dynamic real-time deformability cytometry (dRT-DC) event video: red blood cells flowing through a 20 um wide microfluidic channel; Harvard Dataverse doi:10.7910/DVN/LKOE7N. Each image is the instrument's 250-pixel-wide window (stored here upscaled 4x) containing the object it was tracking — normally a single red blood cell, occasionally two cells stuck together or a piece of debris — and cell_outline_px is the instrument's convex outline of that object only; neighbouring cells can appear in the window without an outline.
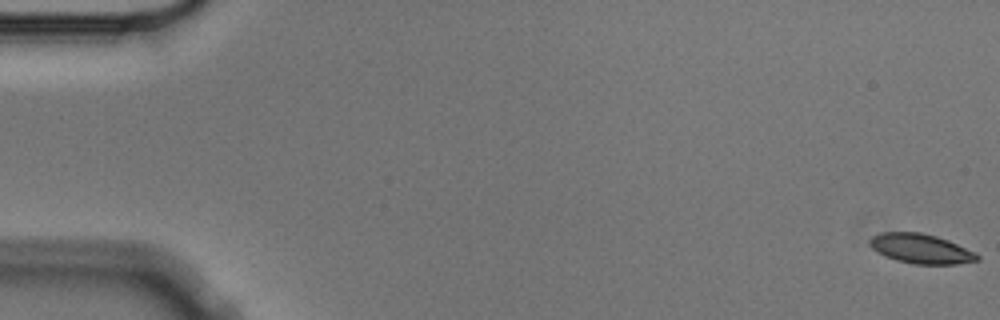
{"species": "Egyptian fruit bat (a non-hibernating species)", "species_latin": "Rousettus aegyptiacus", "temperature_condition": "cold", "stored_images_in_passage": 8, "camera_frame_rate_fps": 3000, "um_per_image_px": 0.085, "animal": {"sex": "male"}, "frame": {"image": 1, "passage_image": 1, "time_ms": 0.0, "image_size_px": [1000, 320], "cell_outline_px": [[980, 260], [956, 264], [912, 264], [896, 260], [884, 256], [872, 248], [868, 244], [868, 240], [872, 236], [880, 232], [920, 232], [936, 236], [948, 240], [976, 252], [980, 256]], "centroid_in_image_um": [78.27, 21.14], "position_along_channel_um": 6.7, "area_um2": 18.73}}
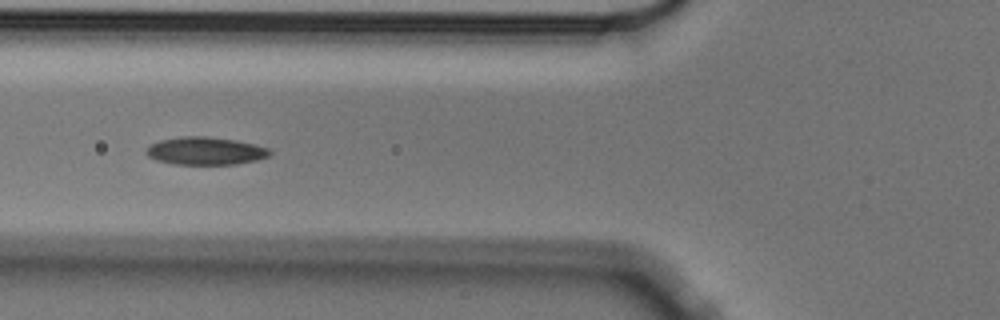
{"frame": {"image": 2, "passage_image": 7, "time_ms": 2.0, "image_size_px": [1000, 320], "cell_outline_px": [[272, 152], [268, 156], [256, 160], [236, 164], [176, 164], [156, 160], [148, 156], [144, 152], [152, 144], [160, 140], [180, 136], [208, 136], [236, 140], [268, 148]], "centroid_in_image_um": [17.45, 12.82], "position_along_channel_um": 108.4, "area_um2": 19.88}}
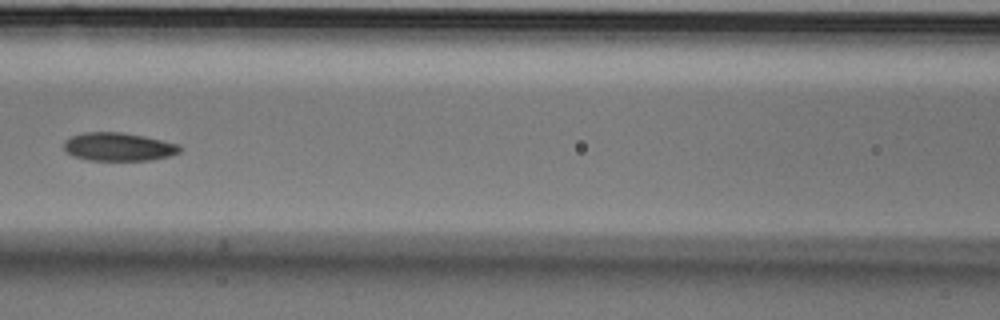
{"frame": {"image": 3, "passage_image": 8, "time_ms": 2.333, "image_size_px": [1000, 320], "cell_outline_px": [[184, 148], [180, 152], [168, 156], [152, 160], [88, 160], [72, 156], [64, 148], [64, 140], [72, 136], [84, 132], [124, 132], [144, 136], [180, 144]], "centroid_in_image_um": [10.1, 12.47], "position_along_channel_um": 156.5, "area_um2": 19.25}}